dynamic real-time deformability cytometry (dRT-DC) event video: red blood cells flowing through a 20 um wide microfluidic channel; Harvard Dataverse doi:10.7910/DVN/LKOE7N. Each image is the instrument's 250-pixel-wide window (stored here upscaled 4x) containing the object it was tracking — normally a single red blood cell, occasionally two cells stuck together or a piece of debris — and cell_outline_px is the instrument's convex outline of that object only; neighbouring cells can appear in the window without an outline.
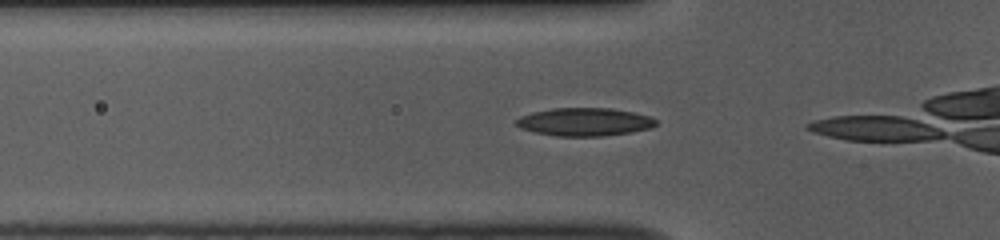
{"species": "common noctule bat (a hibernating species)", "species_latin": "Nyctalus noctula", "temperature_condition": "room temperature", "stored_images_in_passage": 9, "camera_frame_rate_fps": 3000, "um_per_image_px": 0.085, "animal": {"sex": "female", "body_mass_g": 10.0, "forearm_length_mm": 53.1}, "frame": {"image": 1, "passage_image": 7, "time_ms": 2.0, "image_size_px": [1000, 240], "cell_outline_px": [[656, 124], [652, 128], [632, 132], [604, 136], [556, 136], [536, 132], [520, 128], [516, 124], [516, 120], [520, 116], [532, 112], [552, 108], [612, 108], [632, 112], [648, 116], [656, 120]], "centroid_in_image_um": [49.68, 10.36], "position_along_channel_um": 76.1, "area_um2": 22.83}}